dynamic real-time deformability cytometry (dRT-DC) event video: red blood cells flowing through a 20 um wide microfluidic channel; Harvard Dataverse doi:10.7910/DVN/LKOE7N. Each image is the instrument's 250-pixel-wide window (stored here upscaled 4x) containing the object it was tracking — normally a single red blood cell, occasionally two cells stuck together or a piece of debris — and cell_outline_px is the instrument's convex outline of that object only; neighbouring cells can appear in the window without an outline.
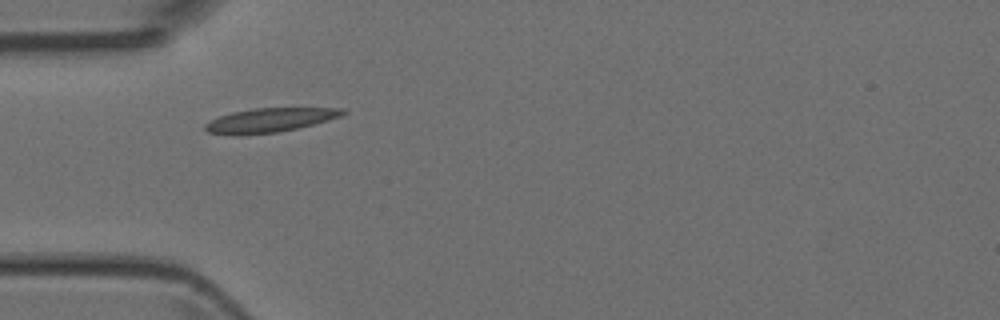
{"species": "Egyptian fruit bat (a non-hibernating species)", "species_latin": "Rousettus aegyptiacus", "temperature_condition": "room temperature", "stored_images_in_passage": 7, "camera_frame_rate_fps": 3000, "um_per_image_px": 0.085, "animal": {"sex": "female"}, "frame": {"image": 1, "passage_image": 4, "time_ms": 3.333, "image_size_px": [1000, 320], "cell_outline_px": [[348, 112], [340, 116], [328, 120], [300, 128], [276, 132], [240, 136], [232, 136], [208, 132], [204, 128], [204, 124], [220, 116], [232, 112], [252, 108], [344, 108]], "centroid_in_image_um": [22.92, 10.22], "position_along_channel_um": 62.1, "area_um2": 19.54}}
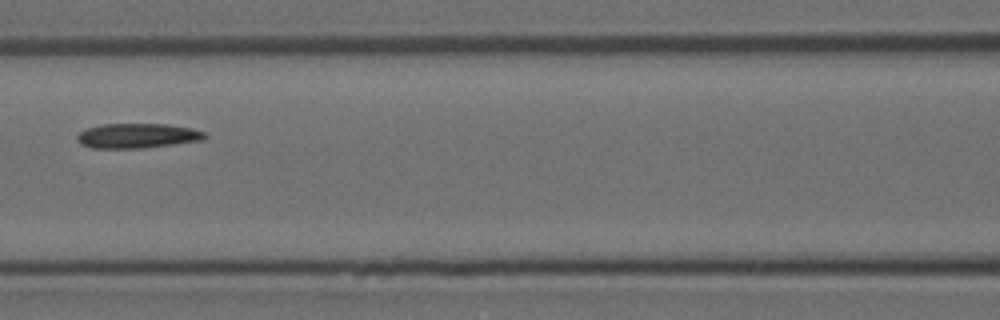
{"frame": {"image": 2, "passage_image": 6, "time_ms": 5.667, "image_size_px": [1000, 320], "cell_outline_px": [[208, 136], [204, 140], [144, 148], [92, 148], [80, 144], [76, 140], [76, 136], [84, 128], [100, 124], [168, 124], [192, 128], [204, 132]], "centroid_in_image_um": [11.65, 11.54], "position_along_channel_um": 154.9, "area_um2": 18.67}}
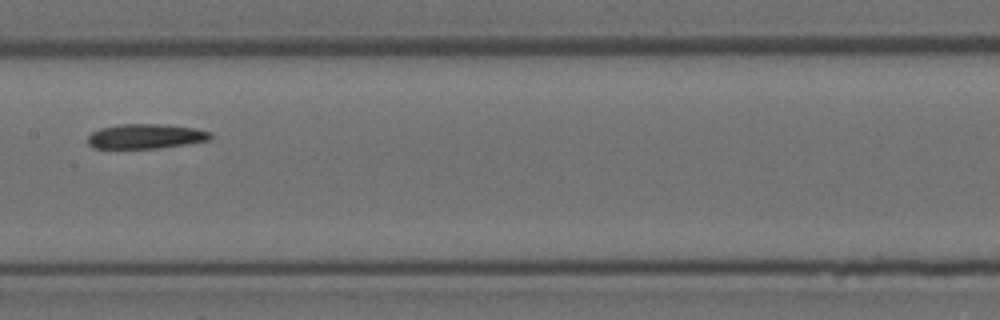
{"frame": {"image": 3, "passage_image": 7, "time_ms": 6.667, "image_size_px": [1000, 320], "cell_outline_px": [[212, 140], [188, 144], [160, 148], [92, 148], [88, 144], [88, 136], [92, 132], [100, 128], [120, 124], [168, 124], [196, 128], [212, 132]], "centroid_in_image_um": [12.44, 11.58], "position_along_channel_um": 195.0, "area_um2": 17.98}}